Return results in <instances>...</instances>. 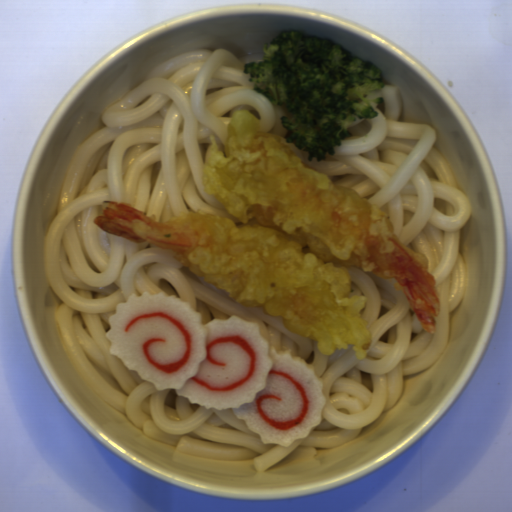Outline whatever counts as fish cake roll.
<instances>
[{
	"instance_id": "obj_1",
	"label": "fish cake roll",
	"mask_w": 512,
	"mask_h": 512,
	"mask_svg": "<svg viewBox=\"0 0 512 512\" xmlns=\"http://www.w3.org/2000/svg\"><path fill=\"white\" fill-rule=\"evenodd\" d=\"M108 322L110 354L128 370L204 409H232L263 444L306 440L324 421L328 398L314 364L277 350L258 322L232 314L203 325L189 302L148 291L117 304Z\"/></svg>"
}]
</instances>
